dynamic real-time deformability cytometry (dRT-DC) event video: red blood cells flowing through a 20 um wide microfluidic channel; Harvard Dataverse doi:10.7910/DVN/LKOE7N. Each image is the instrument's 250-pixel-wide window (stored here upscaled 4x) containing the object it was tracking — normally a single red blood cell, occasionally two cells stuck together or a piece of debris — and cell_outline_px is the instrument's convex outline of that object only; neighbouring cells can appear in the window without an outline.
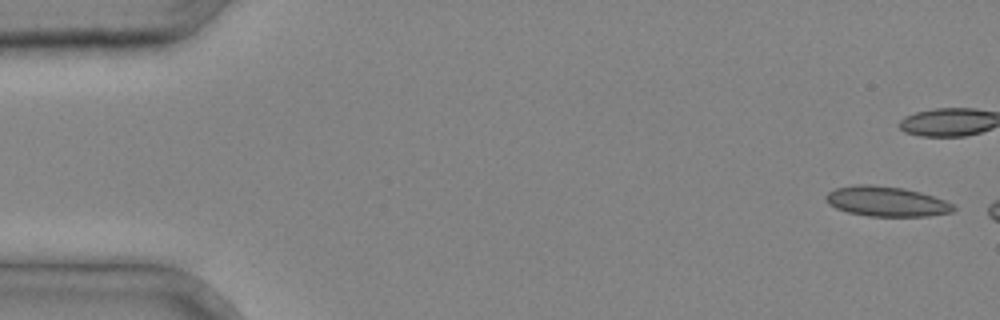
{"species": "common noctule bat (a hibernating species)", "species_latin": "Nyctalus noctula", "temperature_condition": "cold", "stored_images_in_passage": 9, "camera_frame_rate_fps": 3000, "um_per_image_px": 0.085, "animal": {"sex": "male", "body_mass_g": 20.4}, "frame": {"image": 1, "passage_image": 1, "time_ms": 0.0, "image_size_px": [1000, 320], "cell_outline_px": [[956, 208], [952, 212], [928, 216], [868, 216], [848, 212], [836, 208], [828, 204], [824, 200], [824, 196], [828, 192], [836, 188], [860, 184], [868, 184], [904, 188], [920, 192], [944, 200], [952, 204]], "centroid_in_image_um": [75.31, 17.12], "position_along_channel_um": 9.7, "area_um2": 22.25}}